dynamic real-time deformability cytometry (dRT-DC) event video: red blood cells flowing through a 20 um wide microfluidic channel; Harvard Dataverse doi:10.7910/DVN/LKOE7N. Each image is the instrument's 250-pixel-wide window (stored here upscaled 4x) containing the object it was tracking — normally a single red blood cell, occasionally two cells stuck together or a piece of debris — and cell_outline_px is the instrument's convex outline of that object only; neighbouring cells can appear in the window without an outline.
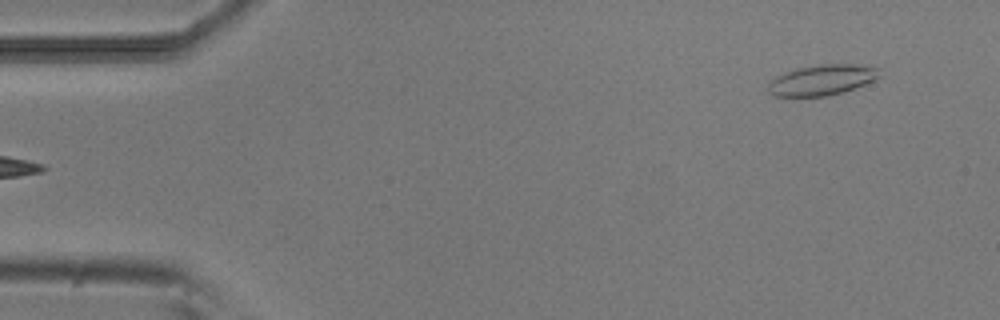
{"species": "common noctule bat (a hibernating species)", "species_latin": "Nyctalus noctula", "temperature_condition": "room temperature", "stored_images_in_passage": 49, "camera_frame_rate_fps": 3000, "um_per_image_px": 0.085, "animal": {"sex": "male", "body_mass_g": 20.5, "forearm_length_mm": 52.5}, "frame": {"image": 1, "passage_image": 1, "time_ms": 0.0, "image_size_px": [1000, 320], "cell_outline_px": [[880, 76], [864, 84], [840, 92], [824, 96], [776, 96], [768, 92], [768, 84], [776, 76], [796, 68], [820, 64], [856, 64], [880, 68]], "centroid_in_image_um": [69.85, 6.78], "position_along_channel_um": 15.1, "area_um2": 19.54}}
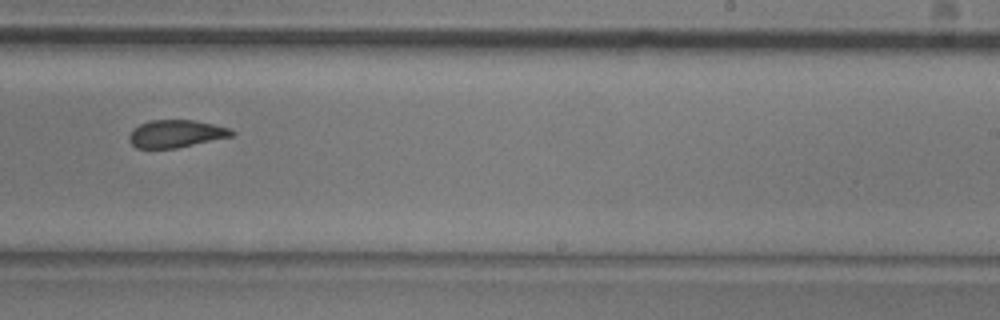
{"frame": {"image": 2, "passage_image": 29, "time_ms": 9.333, "image_size_px": [1000, 320], "cell_outline_px": [[236, 132], [232, 136], [176, 148], [136, 148], [128, 140], [128, 136], [132, 128], [148, 120], [192, 120], [232, 128]], "centroid_in_image_um": [14.94, 11.36], "position_along_channel_um": 274.1, "area_um2": 16.53}}
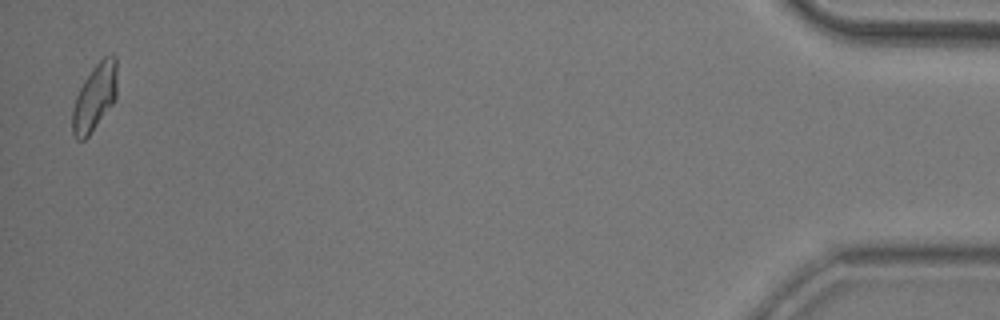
{"frame": {"image": 3, "passage_image": 48, "time_ms": 15.667, "image_size_px": [1000, 320], "cell_outline_px": [[116, 100], [88, 136], [84, 140], [76, 140], [72, 132], [72, 112], [76, 96], [84, 80], [92, 68], [108, 52], [112, 52], [116, 56]], "centroid_in_image_um": [8.06, 8.24], "position_along_channel_um": 427.1, "area_um2": 17.51}, "authors_computed_cell_mechanics": {"area_um2": 17.5134, "velocity_mm_per_s": 3.8622, "shape_relaxation_time_tau1_ms": 5.4819, "shape_relaxation_time_tau2_ms": 3.1573, "deformation_change_tau1": 0.1398, "deformation_change_tau2": 0.0944}}